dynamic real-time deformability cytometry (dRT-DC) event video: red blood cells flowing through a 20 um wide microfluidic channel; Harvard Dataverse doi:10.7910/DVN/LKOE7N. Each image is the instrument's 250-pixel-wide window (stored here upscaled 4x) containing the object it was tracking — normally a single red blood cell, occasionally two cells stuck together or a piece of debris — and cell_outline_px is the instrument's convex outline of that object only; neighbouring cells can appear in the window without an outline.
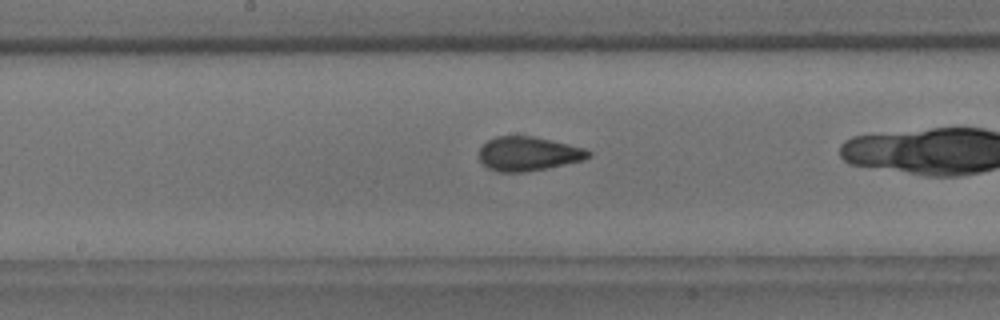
{"species": "common noctule bat (a hibernating species)", "species_latin": "Nyctalus noctula", "temperature_condition": "room temperature", "stored_images_in_passage": 39, "camera_frame_rate_fps": 3000, "um_per_image_px": 0.085, "animal": {"sex": "male", "body_mass_g": 18.8}, "frame": {"image": 1, "passage_image": 25, "time_ms": 8.0, "image_size_px": [1000, 320], "cell_outline_px": [[592, 156], [584, 160], [548, 168], [524, 172], [496, 172], [488, 168], [480, 160], [480, 148], [488, 140], [496, 136], [532, 136], [552, 140], [584, 148], [592, 152]], "centroid_in_image_um": [44.93, 13.07], "position_along_channel_um": 203.3, "area_um2": 21.79}}
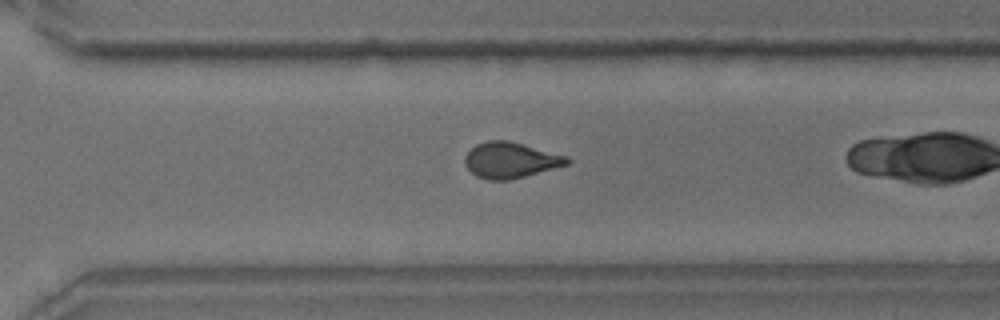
{"frame": {"image": 2, "passage_image": 35, "time_ms": 11.333, "image_size_px": [1000, 320], "cell_outline_px": [[572, 160], [568, 164], [524, 176], [508, 180], [488, 180], [476, 176], [464, 164], [464, 156], [476, 144], [488, 140], [508, 140], [568, 156]], "centroid_in_image_um": [43.38, 13.6], "position_along_channel_um": 327.2, "area_um2": 21.21}}
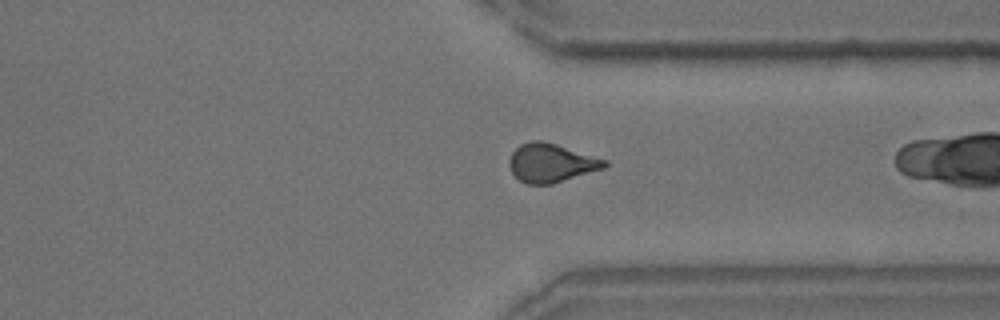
{"frame": {"image": 3, "passage_image": 38, "time_ms": 12.333, "image_size_px": [1000, 320], "cell_outline_px": [[608, 164], [604, 168], [552, 184], [528, 184], [520, 180], [512, 172], [508, 164], [508, 160], [512, 152], [520, 144], [532, 140], [540, 140], [556, 144], [608, 160]], "centroid_in_image_um": [46.83, 13.84], "position_along_channel_um": 364.6, "area_um2": 21.39}}